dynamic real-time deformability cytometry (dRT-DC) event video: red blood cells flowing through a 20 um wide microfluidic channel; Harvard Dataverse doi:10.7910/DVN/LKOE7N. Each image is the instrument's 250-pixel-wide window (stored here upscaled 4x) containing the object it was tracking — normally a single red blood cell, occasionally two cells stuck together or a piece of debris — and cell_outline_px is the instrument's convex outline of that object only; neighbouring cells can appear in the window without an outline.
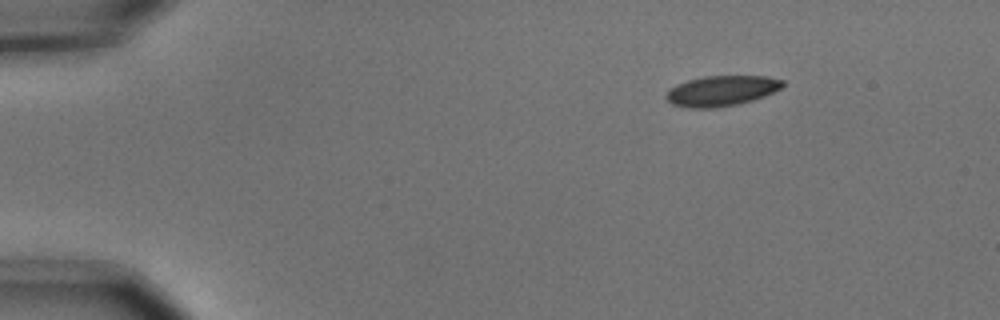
{"species": "common noctule bat (a hibernating species)", "species_latin": "Nyctalus noctula", "temperature_condition": "cold", "stored_images_in_passage": 4, "camera_frame_rate_fps": 3000, "um_per_image_px": 0.085, "animal": {"sex": "male", "body_mass_g": 15.6}, "frame": {"image": 1, "passage_image": 1, "time_ms": 0.0, "image_size_px": [1000, 320], "cell_outline_px": [[784, 84], [780, 88], [764, 96], [752, 100], [736, 104], [716, 108], [688, 108], [672, 104], [664, 96], [676, 84], [688, 80], [704, 76], [764, 76], [784, 80]], "centroid_in_image_um": [61.31, 7.72], "position_along_channel_um": 23.7, "area_um2": 20.46}}
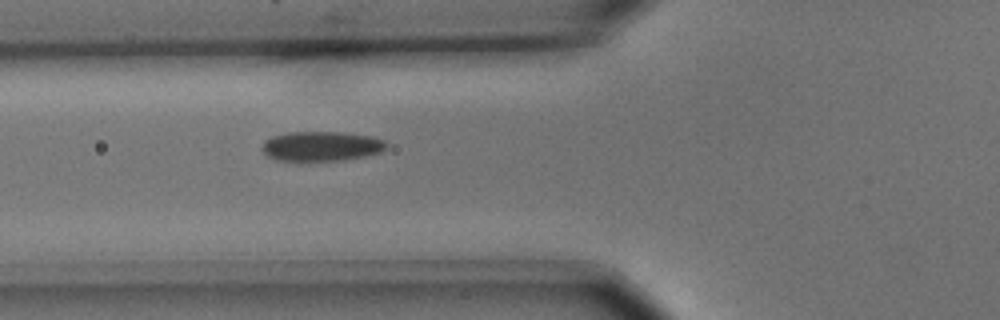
{"frame": {"image": 2, "passage_image": 4, "time_ms": 1.0, "image_size_px": [1000, 320], "cell_outline_px": [[388, 144], [380, 152], [364, 156], [344, 160], [276, 160], [268, 156], [260, 148], [264, 140], [272, 136], [288, 132], [344, 132], [372, 136], [384, 140]], "centroid_in_image_um": [27.3, 12.41], "position_along_channel_um": 98.5, "area_um2": 21.5}}